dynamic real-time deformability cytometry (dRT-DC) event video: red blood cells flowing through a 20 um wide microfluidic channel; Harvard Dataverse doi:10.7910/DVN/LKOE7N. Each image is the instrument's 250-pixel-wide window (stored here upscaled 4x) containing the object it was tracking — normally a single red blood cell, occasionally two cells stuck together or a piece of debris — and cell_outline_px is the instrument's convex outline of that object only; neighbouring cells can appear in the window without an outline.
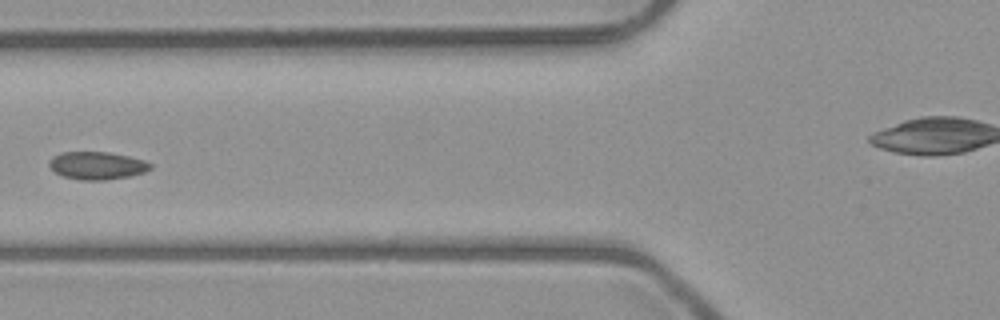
{"species": "common noctule bat (a hibernating species)", "species_latin": "Nyctalus noctula", "temperature_condition": "room temperature", "stored_images_in_passage": 9, "camera_frame_rate_fps": 3000, "um_per_image_px": 0.085, "animal": {"sex": "male", "body_mass_g": 23.1, "forearm_length_mm": 52.7}, "frame": {"image": 1, "passage_image": 8, "time_ms": 3.333, "image_size_px": [1000, 320], "cell_outline_px": [[152, 168], [144, 172], [128, 176], [104, 180], [80, 180], [64, 176], [56, 172], [48, 164], [48, 160], [52, 156], [60, 152], [108, 152], [128, 156], [144, 160], [152, 164]], "centroid_in_image_um": [8.23, 14.06], "position_along_channel_um": 117.6, "area_um2": 16.3}}
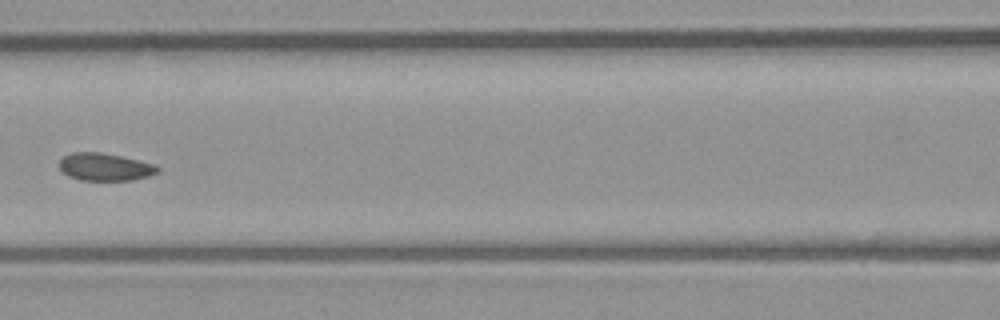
{"frame": {"image": 2, "passage_image": 9, "time_ms": 4.333, "image_size_px": [1000, 320], "cell_outline_px": [[160, 172], [148, 176], [132, 180], [80, 180], [68, 176], [60, 168], [60, 160], [64, 156], [72, 152], [100, 152], [120, 156], [152, 164], [160, 168]], "centroid_in_image_um": [8.91, 14.19], "position_along_channel_um": 157.7, "area_um2": 15.61}}